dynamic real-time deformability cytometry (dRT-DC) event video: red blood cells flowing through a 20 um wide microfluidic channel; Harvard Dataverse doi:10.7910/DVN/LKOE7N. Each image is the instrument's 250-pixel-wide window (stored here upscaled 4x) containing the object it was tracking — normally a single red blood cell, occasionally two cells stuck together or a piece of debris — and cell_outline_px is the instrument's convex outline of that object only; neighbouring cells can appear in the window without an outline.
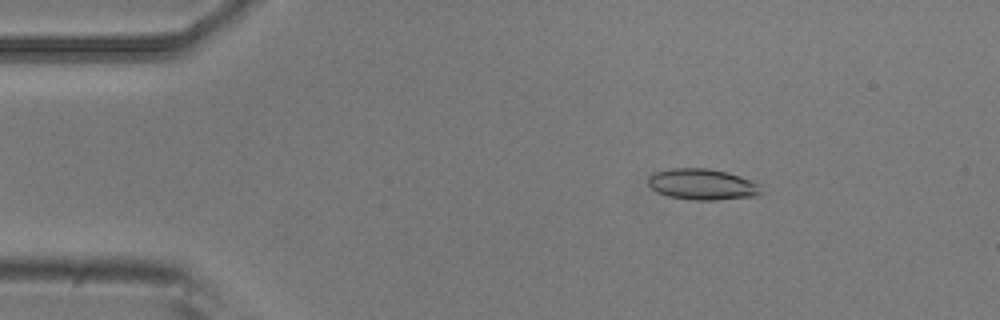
{"species": "common noctule bat (a hibernating species)", "species_latin": "Nyctalus noctula", "temperature_condition": "room temperature", "stored_images_in_passage": 5, "camera_frame_rate_fps": 3000, "um_per_image_px": 0.085, "animal": {"sex": "male", "body_mass_g": 20.5, "forearm_length_mm": 52.5}, "frame": {"image": 1, "passage_image": 3, "time_ms": 0.667, "image_size_px": [1000, 320], "cell_outline_px": [[760, 192], [756, 196], [716, 200], [692, 200], [668, 196], [656, 192], [648, 184], [648, 176], [656, 172], [672, 168], [708, 168], [728, 172], [740, 176], [756, 184]], "centroid_in_image_um": [59.63, 15.67], "position_along_channel_um": 25.4, "area_um2": 20.23}}